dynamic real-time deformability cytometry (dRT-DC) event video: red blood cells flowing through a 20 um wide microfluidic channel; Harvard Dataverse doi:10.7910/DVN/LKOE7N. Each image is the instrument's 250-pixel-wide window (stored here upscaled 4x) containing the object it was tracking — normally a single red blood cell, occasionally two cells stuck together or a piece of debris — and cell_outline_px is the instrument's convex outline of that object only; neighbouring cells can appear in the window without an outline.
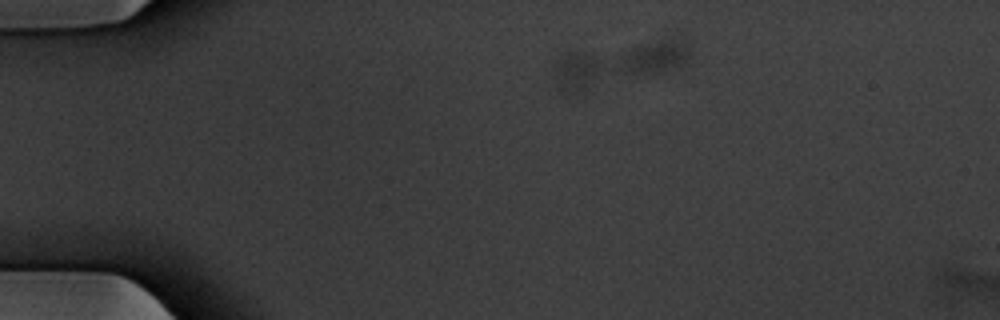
{"species": "common noctule bat (a hibernating species)", "species_latin": "Nyctalus noctula", "temperature_condition": "warm", "stored_images_in_passage": 8, "camera_frame_rate_fps": 3000, "um_per_image_px": 0.085, "animal": {"sex": "male", "body_mass_g": 20.1, "forearm_length_mm": 53.5}, "frame": {"image": 1, "passage_image": 6, "time_ms": 1.667, "image_size_px": [1000, 320], "cell_outline_px": [[596, 72], [584, 88], [576, 92], [564, 96], [560, 88], [552, 68], [552, 60], [564, 52], [576, 52], [592, 56], [596, 64]], "centroid_in_image_um": [48.74, 6.06], "position_along_channel_um": 36.3, "area_um2": 10.12}}